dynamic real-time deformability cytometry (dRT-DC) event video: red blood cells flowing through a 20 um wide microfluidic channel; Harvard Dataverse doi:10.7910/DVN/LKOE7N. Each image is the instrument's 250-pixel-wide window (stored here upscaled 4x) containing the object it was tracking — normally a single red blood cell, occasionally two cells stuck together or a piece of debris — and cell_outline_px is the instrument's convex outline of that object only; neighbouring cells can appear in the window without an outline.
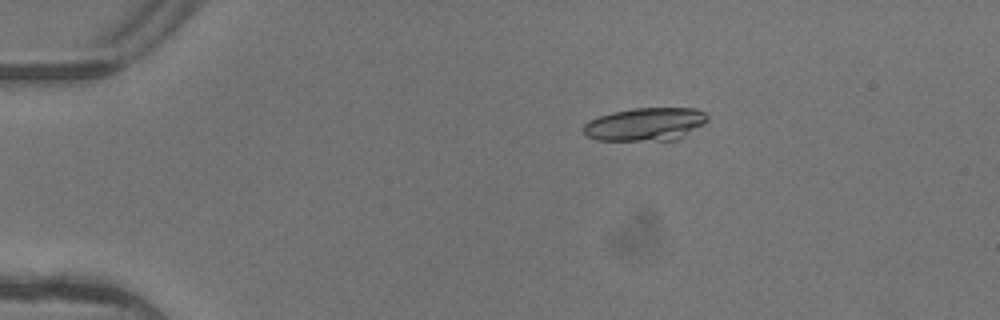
{"species": "common noctule bat (a hibernating species)", "species_latin": "Nyctalus noctula", "temperature_condition": "warm", "stored_images_in_passage": 6, "camera_frame_rate_fps": 3000, "um_per_image_px": 0.085, "animal": {"sex": "female"}, "frame": {"image": 1, "passage_image": 3, "time_ms": 0.667, "image_size_px": [1000, 320], "cell_outline_px": [[708, 120], [704, 124], [684, 136], [676, 140], [596, 140], [588, 136], [584, 132], [584, 124], [588, 120], [612, 112], [632, 108], [696, 108], [704, 112], [708, 116]], "centroid_in_image_um": [54.88, 10.55], "position_along_channel_um": 30.1, "area_um2": 23.93}}
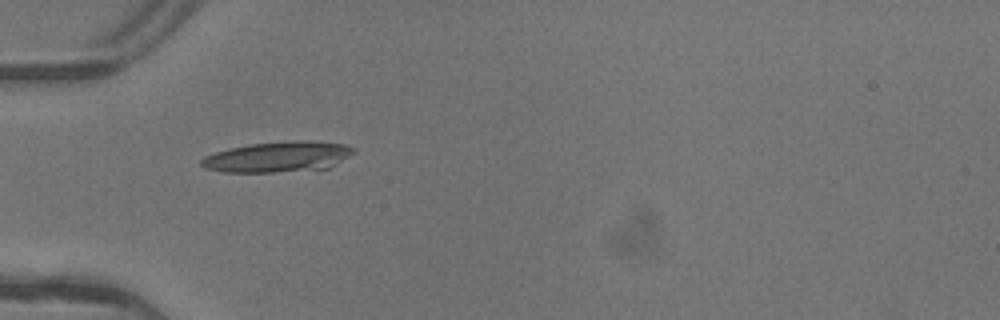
{"frame": {"image": 2, "passage_image": 5, "time_ms": 1.333, "image_size_px": [1000, 320], "cell_outline_px": [[356, 152], [336, 164], [328, 168], [272, 172], [224, 172], [204, 168], [200, 164], [200, 160], [204, 156], [228, 148], [252, 144], [296, 140], [308, 140], [344, 144], [356, 148]], "centroid_in_image_um": [23.63, 13.33], "position_along_channel_um": 61.4, "area_um2": 27.11}}
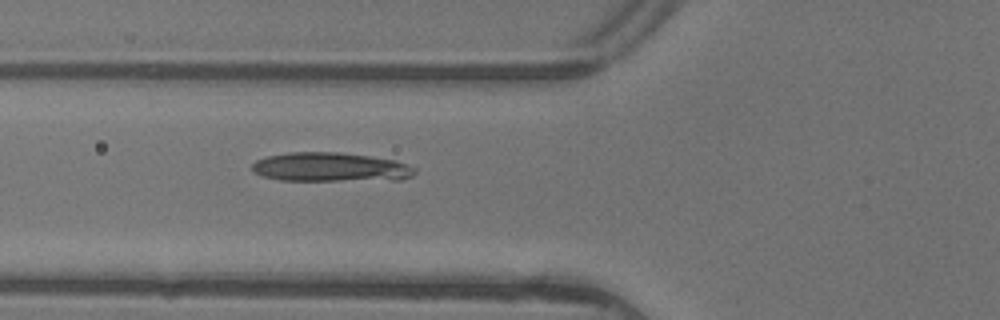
{"frame": {"image": 3, "passage_image": 6, "time_ms": 1.667, "image_size_px": [1000, 320], "cell_outline_px": [[416, 172], [412, 176], [400, 180], [280, 180], [260, 176], [252, 172], [252, 164], [256, 160], [268, 156], [288, 152], [340, 152], [372, 156], [396, 160], [416, 168]], "centroid_in_image_um": [28.1, 14.2], "position_along_channel_um": 97.7, "area_um2": 27.86}}